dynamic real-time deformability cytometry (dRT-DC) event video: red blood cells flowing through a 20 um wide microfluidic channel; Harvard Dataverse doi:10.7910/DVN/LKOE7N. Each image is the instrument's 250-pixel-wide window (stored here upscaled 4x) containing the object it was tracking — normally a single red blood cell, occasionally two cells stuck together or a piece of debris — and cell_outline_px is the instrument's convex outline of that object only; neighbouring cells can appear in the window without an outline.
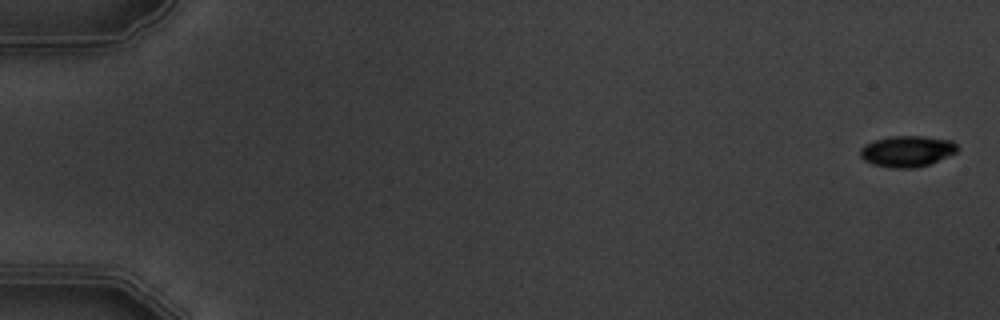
{"species": "common noctule bat (a hibernating species)", "species_latin": "Nyctalus noctula", "temperature_condition": "warm", "stored_images_in_passage": 11, "camera_frame_rate_fps": 3000, "um_per_image_px": 0.085, "animal": {"sex": "male", "body_mass_g": 19.5, "forearm_length_mm": 54.6}, "frame": {"image": 1, "passage_image": 1, "time_ms": 0.0, "image_size_px": [1000, 320], "cell_outline_px": [[960, 148], [956, 152], [928, 164], [912, 168], [892, 168], [872, 164], [864, 160], [860, 156], [860, 148], [864, 144], [888, 136], [924, 136], [952, 140]], "centroid_in_image_um": [77.08, 12.84], "position_along_channel_um": 7.9, "area_um2": 17.57}}